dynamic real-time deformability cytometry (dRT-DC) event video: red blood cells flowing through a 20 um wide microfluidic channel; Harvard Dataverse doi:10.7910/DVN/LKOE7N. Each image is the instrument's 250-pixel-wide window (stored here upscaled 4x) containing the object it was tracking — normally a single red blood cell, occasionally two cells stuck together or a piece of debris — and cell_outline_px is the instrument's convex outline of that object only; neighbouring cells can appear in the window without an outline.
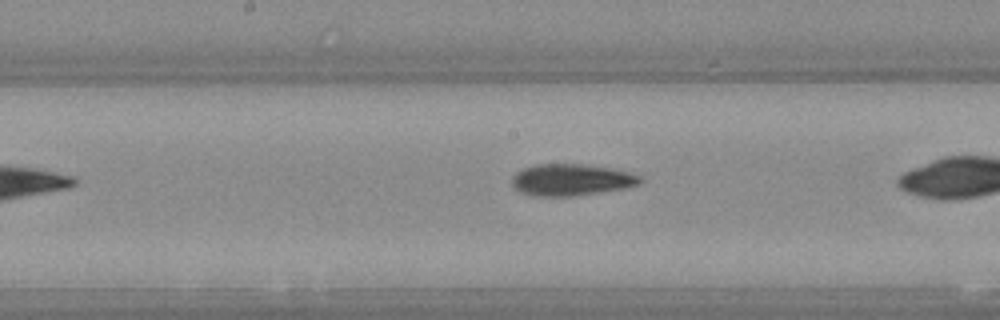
{"species": "Egyptian fruit bat (a non-hibernating species)", "species_latin": "Rousettus aegyptiacus", "temperature_condition": "warm", "stored_images_in_passage": 24, "camera_frame_rate_fps": 3000, "um_per_image_px": 0.085, "animal": {"sex": "female"}, "frame": {"image": 1, "passage_image": 11, "time_ms": 3.333, "image_size_px": [1000, 320], "cell_outline_px": [[644, 180], [640, 184], [624, 188], [572, 196], [532, 196], [520, 192], [512, 184], [512, 176], [516, 172], [532, 164], [584, 164], [612, 168], [628, 172], [640, 176]], "centroid_in_image_um": [48.54, 15.28], "position_along_channel_um": 199.7, "area_um2": 23.7}}